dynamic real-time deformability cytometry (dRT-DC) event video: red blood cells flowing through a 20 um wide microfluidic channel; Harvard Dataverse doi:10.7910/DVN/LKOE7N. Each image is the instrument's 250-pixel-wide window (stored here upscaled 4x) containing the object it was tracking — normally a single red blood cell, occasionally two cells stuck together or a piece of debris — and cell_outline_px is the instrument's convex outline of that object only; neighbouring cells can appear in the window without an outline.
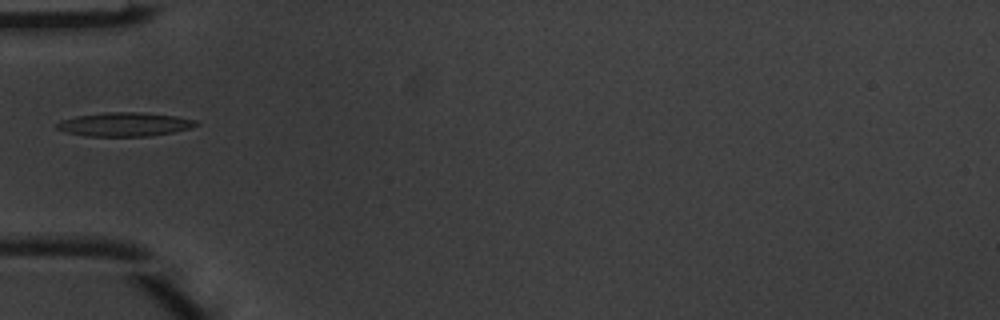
{"species": "common noctule bat (a hibernating species)", "species_latin": "Nyctalus noctula", "temperature_condition": "warm", "stored_images_in_passage": 5, "camera_frame_rate_fps": 3000, "um_per_image_px": 0.085, "animal": {"sex": "male", "body_mass_g": 20.1, "forearm_length_mm": 53.5}, "frame": {"image": 1, "passage_image": 4, "time_ms": 1.0, "image_size_px": [1000, 320], "cell_outline_px": [[200, 124], [188, 128], [172, 132], [148, 136], [84, 136], [64, 132], [56, 128], [56, 124], [60, 120], [76, 116], [104, 112], [144, 112], [176, 116], [196, 120]], "centroid_in_image_um": [10.55, 10.56], "position_along_channel_um": 74.5, "area_um2": 19.42}}